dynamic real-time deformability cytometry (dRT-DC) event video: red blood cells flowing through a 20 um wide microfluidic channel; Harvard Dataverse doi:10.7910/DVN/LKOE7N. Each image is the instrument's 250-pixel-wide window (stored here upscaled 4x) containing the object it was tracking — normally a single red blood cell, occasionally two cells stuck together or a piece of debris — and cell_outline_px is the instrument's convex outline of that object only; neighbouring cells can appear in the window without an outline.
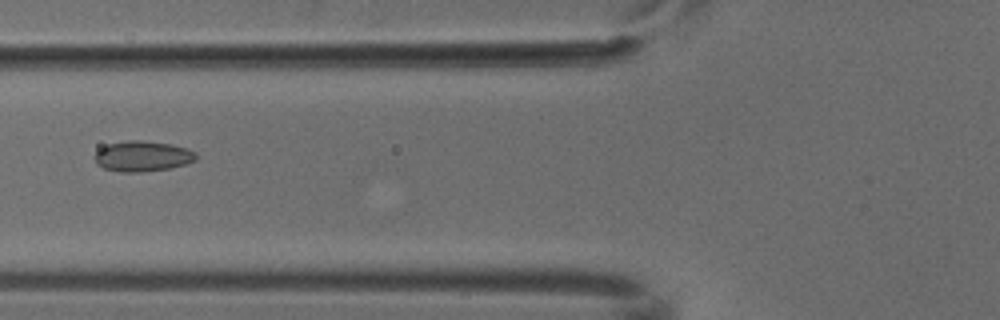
{"species": "common noctule bat (a hibernating species)", "species_latin": "Nyctalus noctula", "temperature_condition": "cold", "stored_images_in_passage": 4, "camera_frame_rate_fps": 3000, "um_per_image_px": 0.085, "animal": {"sex": "male", "body_mass_g": 18.8}, "frame": {"image": 1, "passage_image": 2, "time_ms": 0.333, "image_size_px": [1000, 320], "cell_outline_px": [[196, 160], [172, 168], [140, 172], [120, 172], [104, 168], [96, 164], [96, 152], [100, 148], [108, 144], [128, 140], [140, 140], [172, 144], [188, 148], [196, 152]], "centroid_in_image_um": [12.14, 13.27], "position_along_channel_um": 113.7, "area_um2": 18.03}}
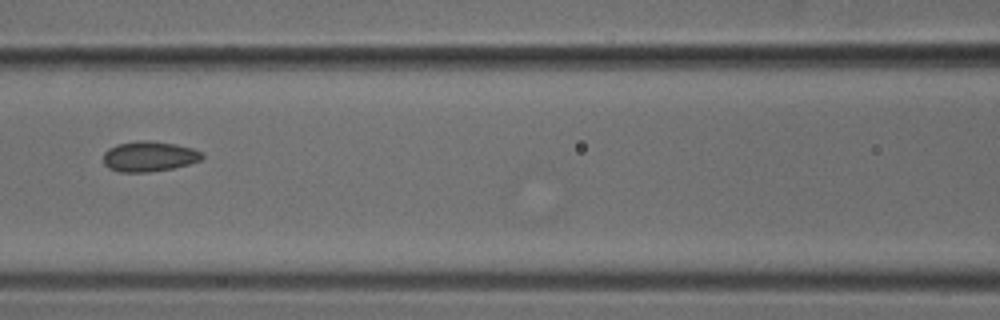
{"frame": {"image": 2, "passage_image": 3, "time_ms": 0.667, "image_size_px": [1000, 320], "cell_outline_px": [[204, 156], [200, 160], [188, 164], [172, 168], [148, 172], [120, 172], [108, 168], [104, 164], [104, 152], [108, 148], [116, 144], [140, 140], [148, 140], [176, 144], [192, 148], [200, 152]], "centroid_in_image_um": [12.64, 13.29], "position_along_channel_um": 154.0, "area_um2": 17.4}}
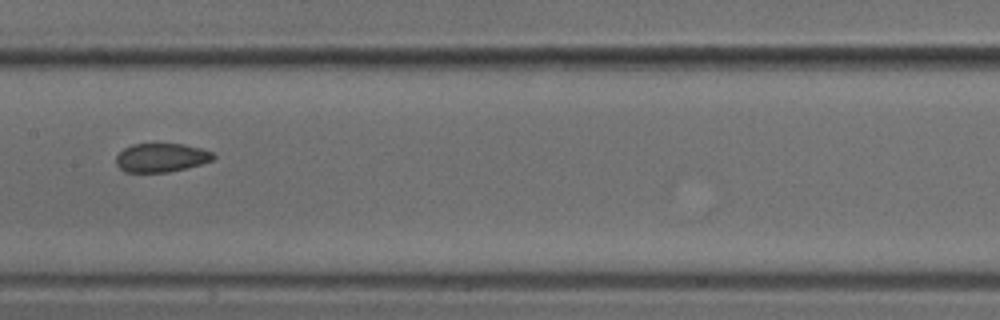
{"frame": {"image": 3, "passage_image": 4, "time_ms": 1.0, "image_size_px": [1000, 320], "cell_outline_px": [[216, 156], [212, 160], [200, 164], [168, 172], [124, 172], [116, 164], [116, 156], [124, 148], [132, 144], [184, 144], [200, 148], [212, 152]], "centroid_in_image_um": [13.69, 13.4], "position_along_channel_um": 193.7, "area_um2": 16.18}}